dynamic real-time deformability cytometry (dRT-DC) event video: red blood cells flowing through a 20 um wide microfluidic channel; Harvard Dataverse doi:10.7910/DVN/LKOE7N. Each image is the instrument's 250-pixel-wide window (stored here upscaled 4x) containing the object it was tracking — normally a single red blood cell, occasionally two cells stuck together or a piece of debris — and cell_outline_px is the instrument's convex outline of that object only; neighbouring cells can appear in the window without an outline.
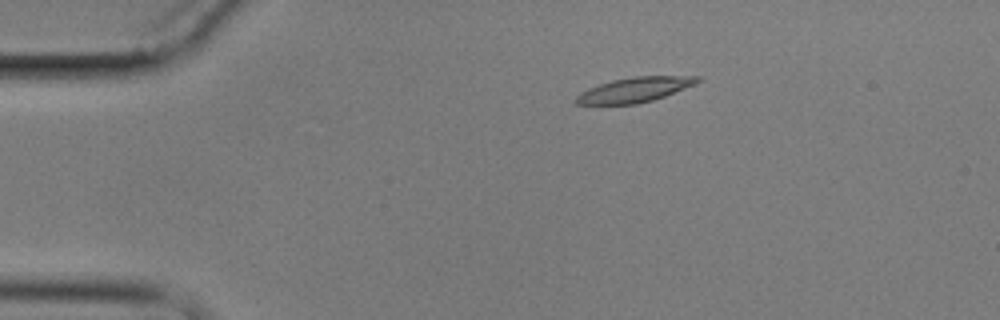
{"species": "common noctule bat (a hibernating species)", "species_latin": "Nyctalus noctula", "temperature_condition": "cold", "stored_images_in_passage": 6, "camera_frame_rate_fps": 3000, "um_per_image_px": 0.085, "animal": {"sex": "male", "body_mass_g": 17.9}, "frame": {"image": 1, "passage_image": 4, "time_ms": 3.333, "image_size_px": [1000, 320], "cell_outline_px": [[704, 80], [696, 84], [664, 96], [652, 100], [636, 104], [576, 104], [572, 100], [580, 92], [588, 88], [612, 80], [632, 76], [700, 76]], "centroid_in_image_um": [53.95, 7.62], "position_along_channel_um": 31.0, "area_um2": 17.69}}
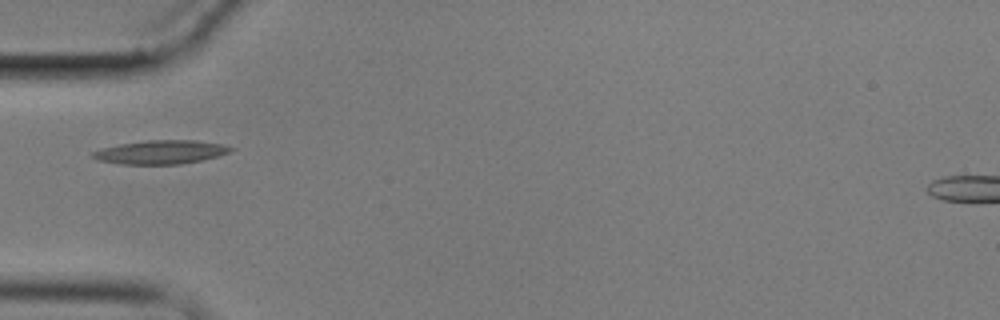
{"frame": {"image": 2, "passage_image": 6, "time_ms": 6.0, "image_size_px": [1000, 320], "cell_outline_px": [[236, 148], [228, 152], [216, 156], [200, 160], [180, 164], [120, 164], [100, 160], [92, 156], [88, 152], [100, 148], [120, 144], [148, 140], [196, 140], [220, 144]], "centroid_in_image_um": [13.61, 12.92], "position_along_channel_um": 71.4, "area_um2": 18.9}}